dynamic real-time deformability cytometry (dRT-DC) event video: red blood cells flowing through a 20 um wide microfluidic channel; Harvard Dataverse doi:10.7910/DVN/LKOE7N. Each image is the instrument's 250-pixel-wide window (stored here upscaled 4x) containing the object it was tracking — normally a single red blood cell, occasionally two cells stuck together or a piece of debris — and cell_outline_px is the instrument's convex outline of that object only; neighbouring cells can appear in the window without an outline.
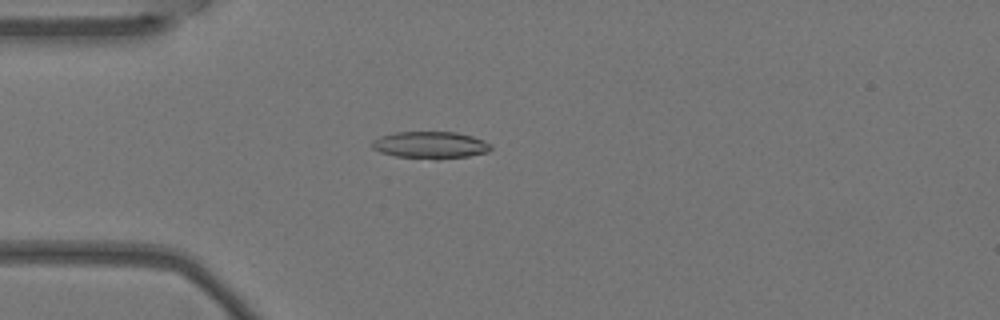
{"species": "Egyptian fruit bat (a non-hibernating species)", "species_latin": "Rousettus aegyptiacus", "temperature_condition": "warm", "stored_images_in_passage": 5, "camera_frame_rate_fps": 3000, "um_per_image_px": 0.085, "animal": {"sex": "female"}, "frame": {"image": 1, "passage_image": 4, "time_ms": 1.0, "image_size_px": [1000, 320], "cell_outline_px": [[492, 148], [488, 152], [468, 156], [436, 160], [396, 156], [380, 152], [372, 148], [372, 140], [380, 136], [396, 132], [456, 132], [472, 136], [484, 140], [492, 144]], "centroid_in_image_um": [36.6, 12.33], "position_along_channel_um": 48.4, "area_um2": 18.9}}